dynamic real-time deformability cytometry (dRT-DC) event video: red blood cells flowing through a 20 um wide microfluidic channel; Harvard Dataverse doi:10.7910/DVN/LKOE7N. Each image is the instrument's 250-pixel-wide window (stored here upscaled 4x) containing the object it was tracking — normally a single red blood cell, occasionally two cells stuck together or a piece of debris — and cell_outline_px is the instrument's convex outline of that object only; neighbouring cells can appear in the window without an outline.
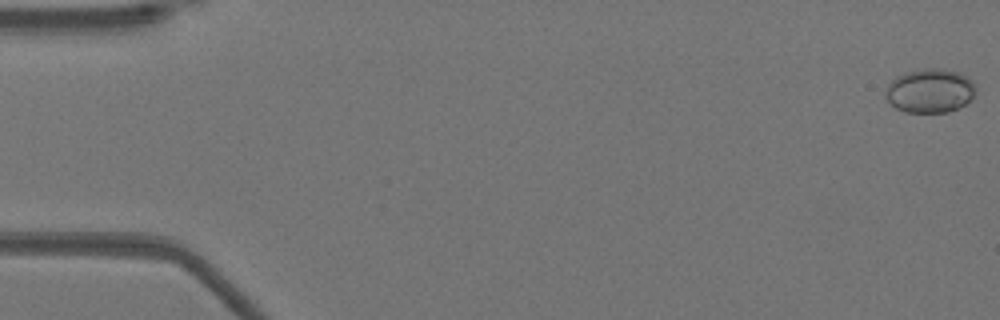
{"species": "Egyptian fruit bat (a non-hibernating species)", "species_latin": "Rousettus aegyptiacus", "temperature_condition": "warm", "stored_images_in_passage": 19, "camera_frame_rate_fps": 3000, "um_per_image_px": 0.085, "animal": {"sex": "female"}, "frame": {"image": 1, "passage_image": 1, "time_ms": 0.0, "image_size_px": [1000, 320], "cell_outline_px": [[976, 92], [964, 104], [948, 112], [904, 112], [896, 108], [884, 96], [884, 92], [888, 84], [896, 76], [908, 72], [924, 68], [940, 68], [956, 72], [972, 80], [976, 88]], "centroid_in_image_um": [79.01, 7.71], "position_along_channel_um": 6.0, "area_um2": 22.95}}
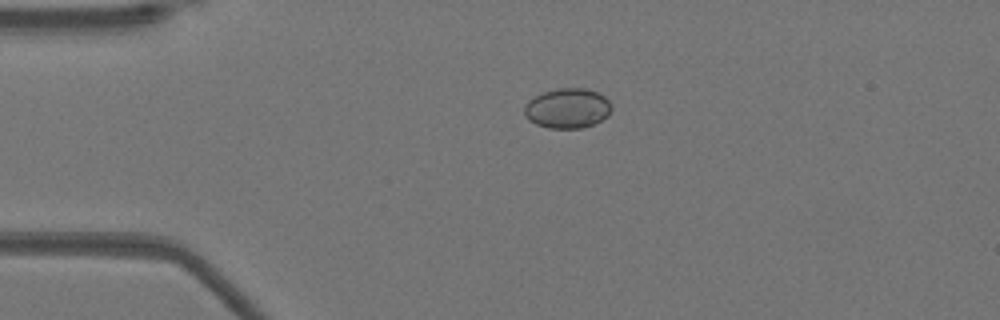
{"frame": {"image": 2, "passage_image": 12, "time_ms": 3.667, "image_size_px": [1000, 320], "cell_outline_px": [[612, 108], [608, 116], [592, 124], [580, 128], [548, 128], [536, 124], [528, 120], [524, 116], [524, 104], [528, 100], [544, 92], [556, 88], [584, 88], [600, 92], [612, 104]], "centroid_in_image_um": [48.23, 9.19], "position_along_channel_um": 36.8, "area_um2": 20.46}}
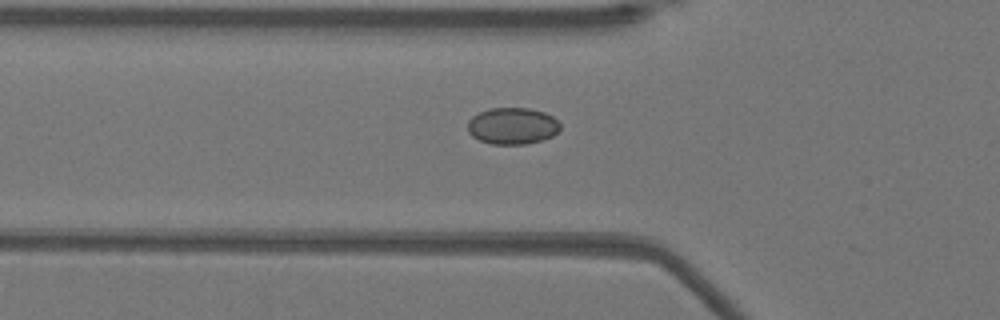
{"frame": {"image": 3, "passage_image": 18, "time_ms": 5.667, "image_size_px": [1000, 320], "cell_outline_px": [[560, 128], [552, 136], [540, 140], [524, 144], [492, 144], [480, 140], [472, 136], [468, 132], [468, 120], [472, 116], [488, 108], [528, 108], [544, 112], [552, 116], [560, 124]], "centroid_in_image_um": [43.53, 10.69], "position_along_channel_um": 82.3, "area_um2": 19.65}}